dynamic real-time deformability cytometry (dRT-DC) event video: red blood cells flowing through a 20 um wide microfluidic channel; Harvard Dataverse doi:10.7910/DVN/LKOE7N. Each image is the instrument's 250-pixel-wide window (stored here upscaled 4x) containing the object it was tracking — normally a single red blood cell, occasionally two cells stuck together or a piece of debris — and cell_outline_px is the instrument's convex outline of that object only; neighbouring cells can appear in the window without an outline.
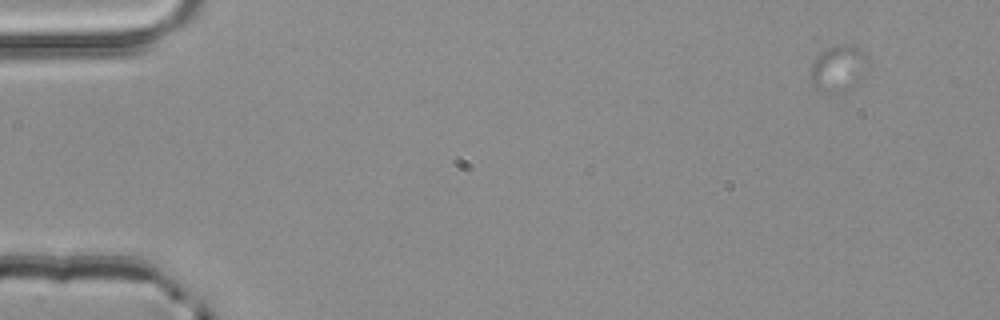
{"species": "common noctule bat (a hibernating species)", "species_latin": "Nyctalus noctula", "temperature_condition": "room temperature", "stored_images_in_passage": 4, "camera_frame_rate_fps": 3000, "um_per_image_px": 0.085, "animal": {"sex": "male", "body_mass_g": 20.4}, "frame": {"image": 1, "passage_image": 1, "time_ms": 0.0, "image_size_px": [1000, 320], "cell_outline_px": [[868, 72], [824, 92], [816, 88], [812, 84], [812, 64], [816, 56], [820, 52], [836, 44], [852, 44], [864, 52], [868, 56]], "centroid_in_image_um": [71.25, 5.62], "position_along_channel_um": 13.7, "area_um2": 14.1}}